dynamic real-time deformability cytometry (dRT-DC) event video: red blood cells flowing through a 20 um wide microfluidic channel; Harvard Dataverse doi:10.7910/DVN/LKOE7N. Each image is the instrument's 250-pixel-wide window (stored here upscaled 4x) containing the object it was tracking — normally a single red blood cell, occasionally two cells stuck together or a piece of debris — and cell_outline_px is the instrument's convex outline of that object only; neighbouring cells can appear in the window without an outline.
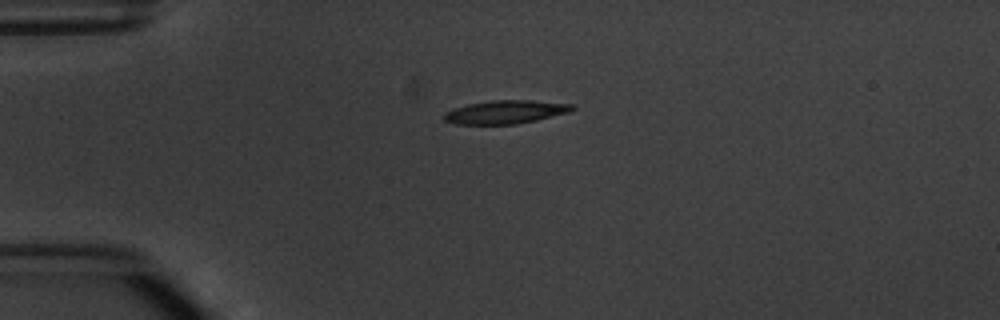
{"species": "common noctule bat (a hibernating species)", "species_latin": "Nyctalus noctula", "temperature_condition": "warm", "stored_images_in_passage": 1, "camera_frame_rate_fps": 3000, "um_per_image_px": 0.085, "animal": {"sex": "male", "body_mass_g": 20.1, "forearm_length_mm": 53.5}, "frame": {"image": 1, "passage_image": 1, "time_ms": 0.0, "image_size_px": [1000, 320], "cell_outline_px": [[576, 108], [568, 112], [536, 120], [516, 124], [456, 124], [444, 120], [444, 112], [452, 108], [468, 104], [492, 100], [532, 100], [572, 104]], "centroid_in_image_um": [42.94, 9.51], "position_along_channel_um": 42.1, "area_um2": 17.4}}